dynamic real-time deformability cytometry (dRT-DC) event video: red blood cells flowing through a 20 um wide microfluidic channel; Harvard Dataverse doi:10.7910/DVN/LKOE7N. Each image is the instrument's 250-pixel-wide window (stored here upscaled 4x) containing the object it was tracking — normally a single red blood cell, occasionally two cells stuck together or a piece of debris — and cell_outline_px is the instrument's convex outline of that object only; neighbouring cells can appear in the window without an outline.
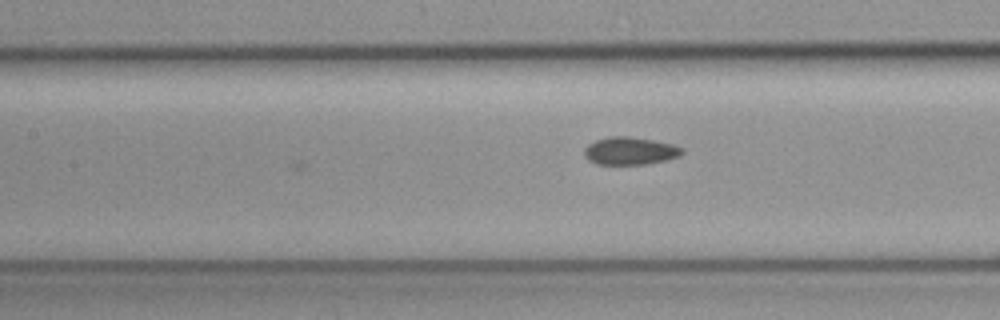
{"species": "common noctule bat (a hibernating species)", "species_latin": "Nyctalus noctula", "temperature_condition": "cold", "stored_images_in_passage": 8, "camera_frame_rate_fps": 3000, "um_per_image_px": 0.085, "animal": {"sex": "female", "body_mass_g": 19.3, "forearm_length_mm": 54.1}, "frame": {"image": 1, "passage_image": 8, "time_ms": 2.333, "image_size_px": [1000, 320], "cell_outline_px": [[684, 152], [680, 156], [648, 164], [596, 164], [588, 160], [584, 156], [584, 148], [588, 144], [596, 140], [608, 136], [628, 136], [652, 140], [672, 144], [684, 148]], "centroid_in_image_um": [53.54, 12.82], "position_along_channel_um": 153.9, "area_um2": 15.84}}